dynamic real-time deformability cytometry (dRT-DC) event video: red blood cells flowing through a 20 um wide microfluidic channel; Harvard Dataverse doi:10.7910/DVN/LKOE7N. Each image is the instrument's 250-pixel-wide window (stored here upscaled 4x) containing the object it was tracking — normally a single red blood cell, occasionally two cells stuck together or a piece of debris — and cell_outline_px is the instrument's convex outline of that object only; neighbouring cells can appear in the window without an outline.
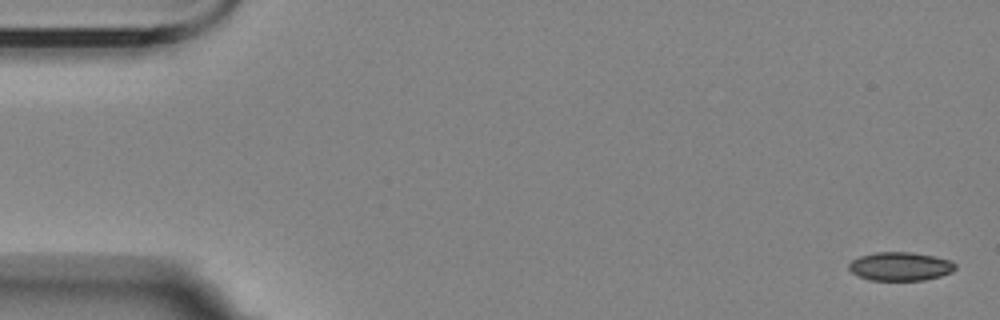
{"species": "Egyptian fruit bat (a non-hibernating species)", "species_latin": "Rousettus aegyptiacus", "temperature_condition": "room temperature", "stored_images_in_passage": 3, "camera_frame_rate_fps": 3000, "um_per_image_px": 0.085, "animal": {"sex": "female"}, "frame": {"image": 1, "passage_image": 1, "time_ms": 0.0, "image_size_px": [1000, 320], "cell_outline_px": [[956, 268], [952, 272], [940, 276], [924, 280], [868, 280], [852, 272], [848, 268], [848, 264], [852, 260], [860, 256], [876, 252], [912, 252], [952, 260], [956, 264]], "centroid_in_image_um": [76.54, 22.64], "position_along_channel_um": 8.5, "area_um2": 17.74}}